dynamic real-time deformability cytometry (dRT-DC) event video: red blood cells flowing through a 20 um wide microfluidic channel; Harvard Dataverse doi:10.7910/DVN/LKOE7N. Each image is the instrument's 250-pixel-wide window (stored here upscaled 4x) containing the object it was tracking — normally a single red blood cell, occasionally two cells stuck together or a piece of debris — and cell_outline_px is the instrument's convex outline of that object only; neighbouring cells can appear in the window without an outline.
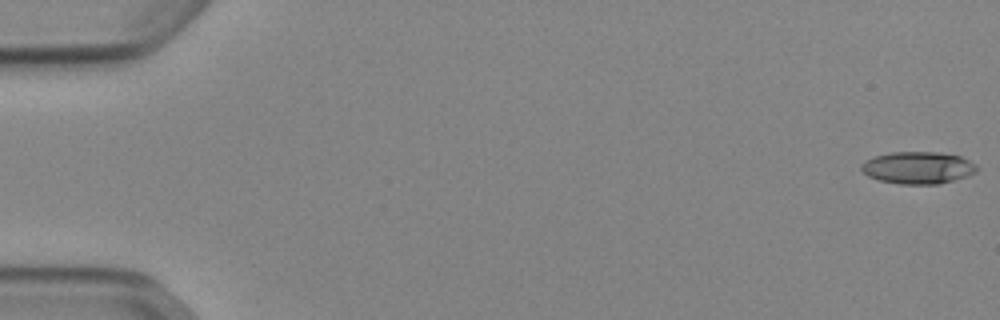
{"species": "Egyptian fruit bat (a non-hibernating species)", "species_latin": "Rousettus aegyptiacus", "temperature_condition": "cold", "stored_images_in_passage": 53, "camera_frame_rate_fps": 3000, "um_per_image_px": 0.085, "animal": {"sex": "female"}, "frame": {"image": 1, "passage_image": 1, "time_ms": 0.0, "image_size_px": [1000, 320], "cell_outline_px": [[980, 168], [976, 172], [968, 176], [940, 184], [900, 184], [880, 180], [868, 176], [860, 168], [860, 164], [864, 160], [872, 156], [892, 152], [936, 152], [960, 156], [976, 164]], "centroid_in_image_um": [78.02, 14.25], "position_along_channel_um": 7.0, "area_um2": 21.85}}
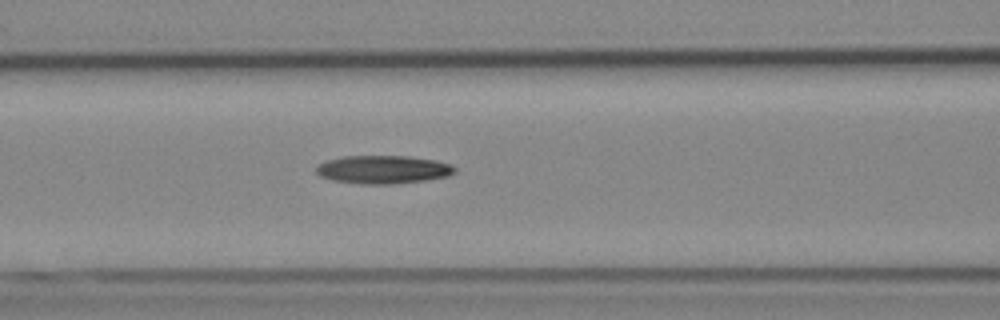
{"frame": {"image": 2, "passage_image": 23, "time_ms": 7.333, "image_size_px": [1000, 320], "cell_outline_px": [[456, 172], [448, 176], [424, 180], [388, 184], [360, 184], [332, 180], [320, 176], [316, 172], [316, 168], [320, 164], [328, 160], [344, 156], [408, 156], [436, 160], [452, 164], [456, 168]], "centroid_in_image_um": [32.59, 14.41], "position_along_channel_um": 134.0, "area_um2": 22.72}}
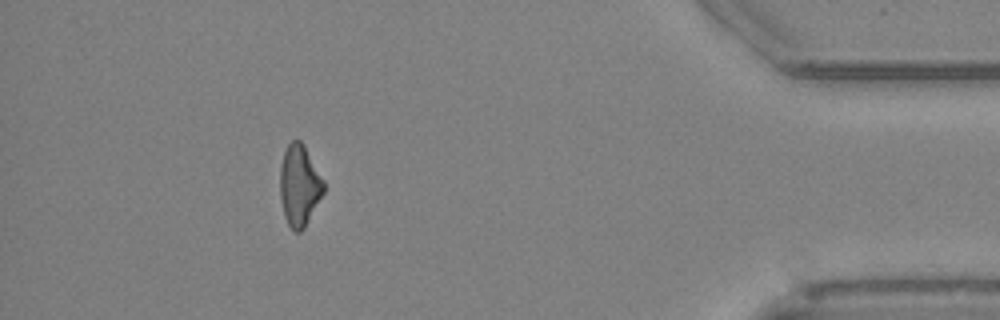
{"frame": {"image": 3, "passage_image": 48, "time_ms": 15.667, "image_size_px": [1000, 320], "cell_outline_px": [[324, 192], [304, 228], [300, 232], [296, 232], [288, 224], [284, 216], [280, 196], [280, 168], [284, 152], [288, 144], [292, 140], [300, 140], [304, 144], [324, 180]], "centroid_in_image_um": [25.45, 15.75], "position_along_channel_um": 409.8, "area_um2": 20.58}}